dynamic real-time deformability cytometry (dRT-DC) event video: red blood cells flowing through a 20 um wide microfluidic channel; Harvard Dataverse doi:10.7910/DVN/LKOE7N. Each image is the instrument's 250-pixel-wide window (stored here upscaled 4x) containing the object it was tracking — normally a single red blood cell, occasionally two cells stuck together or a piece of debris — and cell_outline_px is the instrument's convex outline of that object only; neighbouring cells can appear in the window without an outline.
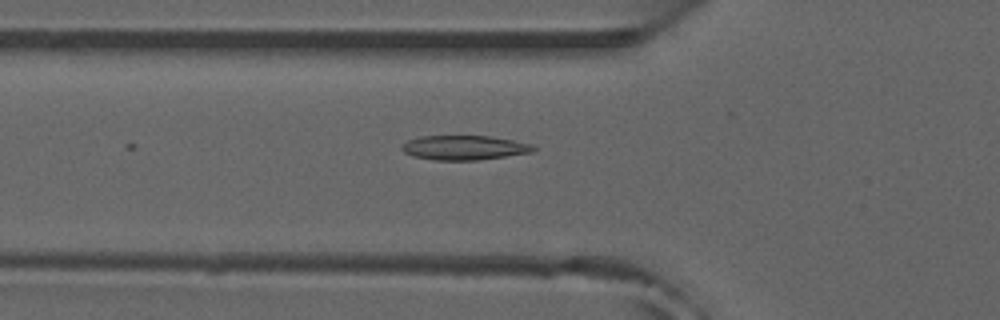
{"species": "common noctule bat (a hibernating species)", "species_latin": "Nyctalus noctula", "temperature_condition": "room temperature", "stored_images_in_passage": 11, "camera_frame_rate_fps": 3000, "um_per_image_px": 0.085, "animal": {"sex": "male", "forearm_length_mm": 52.5}, "frame": {"image": 1, "passage_image": 4, "time_ms": 1.0, "image_size_px": [1000, 320], "cell_outline_px": [[536, 148], [532, 152], [476, 160], [436, 160], [412, 156], [404, 152], [400, 148], [400, 144], [408, 140], [420, 136], [488, 136], [512, 140], [532, 144]], "centroid_in_image_um": [39.4, 12.55], "position_along_channel_um": 86.4, "area_um2": 18.67}}
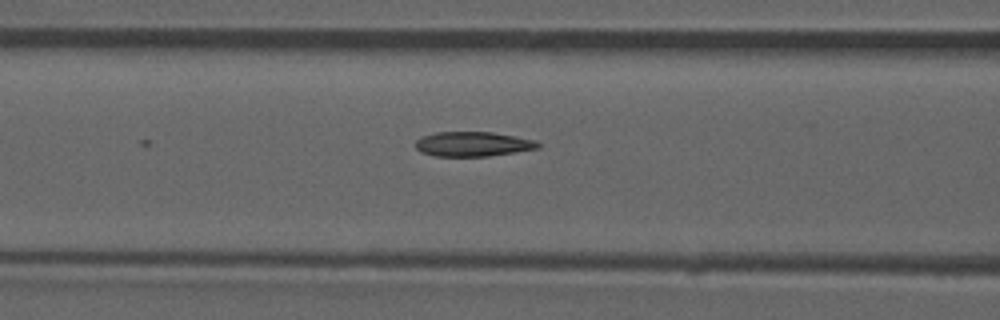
{"frame": {"image": 2, "passage_image": 7, "time_ms": 2.0, "image_size_px": [1000, 320], "cell_outline_px": [[540, 148], [488, 156], [436, 156], [420, 152], [416, 148], [416, 140], [420, 136], [436, 132], [492, 132], [536, 140], [540, 144]], "centroid_in_image_um": [40.17, 12.24], "position_along_channel_um": 126.4, "area_um2": 17.63}}